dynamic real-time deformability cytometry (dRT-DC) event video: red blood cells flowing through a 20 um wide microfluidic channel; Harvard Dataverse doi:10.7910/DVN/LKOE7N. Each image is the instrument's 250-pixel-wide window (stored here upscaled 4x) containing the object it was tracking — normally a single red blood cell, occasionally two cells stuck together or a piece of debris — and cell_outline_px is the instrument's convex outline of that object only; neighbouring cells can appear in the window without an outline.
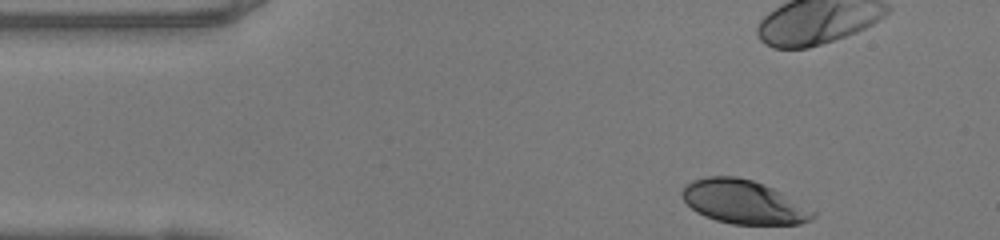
{"species": "human", "species_latin": "Homo sapiens", "temperature_condition": "warm", "stored_images_in_passage": 35, "camera_frame_rate_fps": 3000, "um_per_image_px": 0.085, "donor": {"sex": "female"}, "frame": {"image": 1, "passage_image": 1, "time_ms": 0.0, "image_size_px": [1000, 240], "cell_outline_px": [[816, 216], [812, 220], [800, 224], [732, 224], [716, 220], [704, 216], [696, 212], [684, 200], [680, 192], [684, 184], [692, 180], [708, 176], [736, 176], [752, 180], [764, 184], [780, 192], [816, 212]], "centroid_in_image_um": [63.17, 17.16], "position_along_channel_um": 21.8, "area_um2": 33.29}}
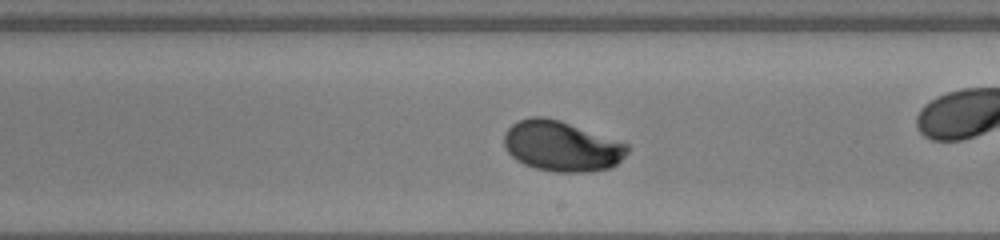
{"frame": {"image": 2, "passage_image": 22, "time_ms": 7.0, "image_size_px": [1000, 240], "cell_outline_px": [[628, 152], [612, 168], [588, 172], [552, 172], [536, 168], [524, 164], [516, 160], [508, 152], [504, 144], [504, 132], [512, 124], [520, 120], [532, 116], [544, 116], [560, 120], [628, 144]], "centroid_in_image_um": [47.72, 12.43], "position_along_channel_um": 241.3, "area_um2": 36.18}}
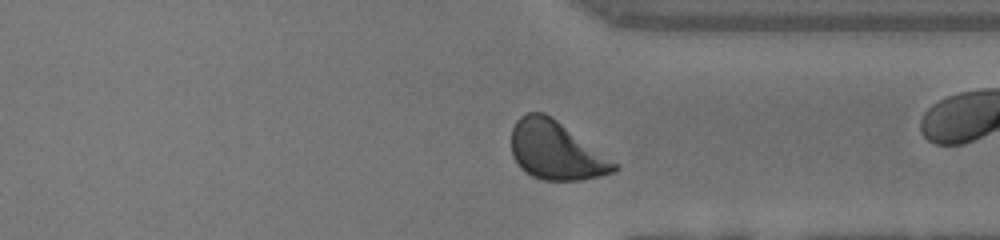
{"frame": {"image": 3, "passage_image": 31, "time_ms": 10.0, "image_size_px": [1000, 240], "cell_outline_px": [[620, 168], [616, 172], [600, 176], [580, 180], [544, 180], [532, 176], [524, 172], [520, 168], [512, 156], [512, 128], [516, 120], [520, 116], [528, 112], [544, 112], [552, 116], [620, 164]], "centroid_in_image_um": [47.28, 12.8], "position_along_channel_um": 364.1, "area_um2": 35.43}, "authors_computed_cell_mechanics": {"area_um2": 35.1424, "velocity_mm_per_s": 4.1211, "shape_relaxation_time_tau1_ms": 2.6591, "shape_relaxation_time_tau2_ms": null, "deformation_change_tau1": 0.1524, "deformation_change_tau2": null}}